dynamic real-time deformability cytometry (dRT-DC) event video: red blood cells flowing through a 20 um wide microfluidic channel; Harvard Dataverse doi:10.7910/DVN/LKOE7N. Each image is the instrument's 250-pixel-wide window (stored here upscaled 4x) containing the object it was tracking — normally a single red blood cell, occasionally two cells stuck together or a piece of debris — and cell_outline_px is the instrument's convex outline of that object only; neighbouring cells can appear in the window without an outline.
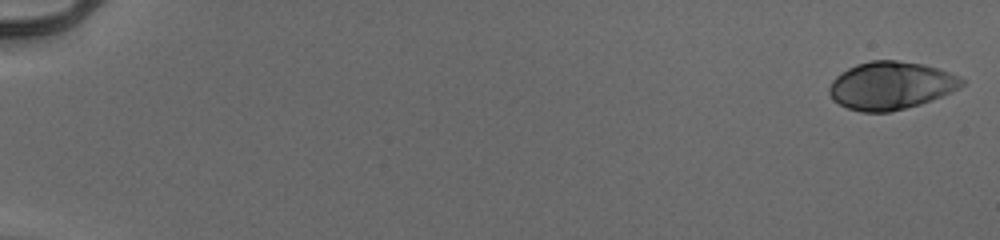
{"species": "human", "species_latin": "Homo sapiens", "temperature_condition": "cold", "stored_images_in_passage": 54, "camera_frame_rate_fps": 3000, "um_per_image_px": 0.085, "donor": {"sex": "male"}, "frame": {"image": 1, "passage_image": 1, "time_ms": 0.0, "image_size_px": [1000, 240], "cell_outline_px": [[964, 84], [932, 100], [920, 104], [888, 112], [860, 112], [848, 108], [832, 100], [828, 92], [828, 88], [832, 80], [836, 76], [848, 68], [856, 64], [872, 60], [896, 60], [924, 64], [948, 72], [964, 80]], "centroid_in_image_um": [75.66, 7.27], "position_along_channel_um": 9.3, "area_um2": 36.65}}
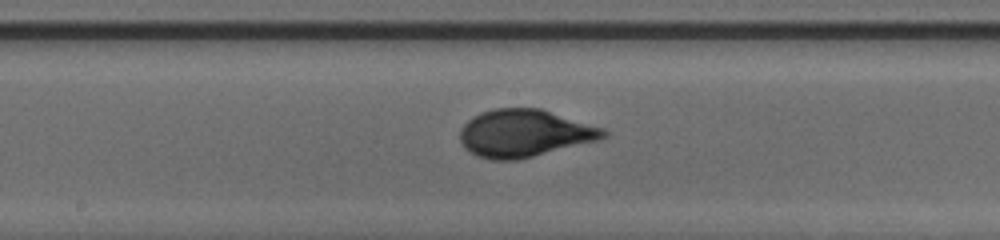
{"frame": {"image": 2, "passage_image": 31, "time_ms": 10.0, "image_size_px": [1000, 240], "cell_outline_px": [[608, 136], [600, 140], [520, 160], [492, 160], [476, 156], [464, 148], [460, 140], [460, 128], [472, 116], [480, 112], [492, 108], [540, 108], [604, 128], [608, 132]], "centroid_in_image_um": [44.58, 11.33], "position_along_channel_um": 203.6, "area_um2": 40.17}}
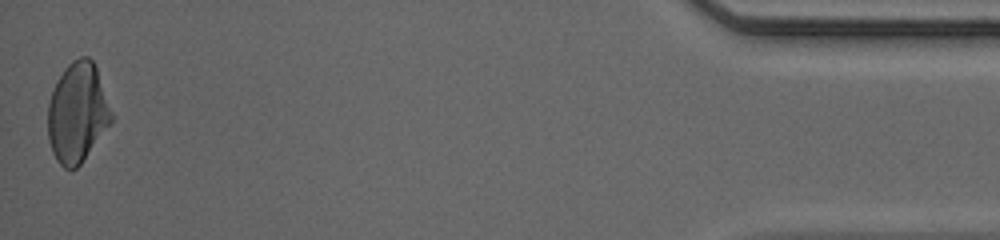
{"frame": {"image": 3, "passage_image": 54, "time_ms": 17.667, "image_size_px": [1000, 240], "cell_outline_px": [[112, 120], [80, 164], [76, 168], [64, 168], [56, 160], [52, 152], [48, 136], [48, 104], [56, 80], [64, 68], [72, 60], [80, 56], [88, 56], [92, 60], [96, 68], [112, 112]], "centroid_in_image_um": [6.55, 9.55], "position_along_channel_um": 428.6, "area_um2": 36.53}, "authors_computed_cell_mechanics": {"area_um2": 37.7145, "velocity_mm_per_s": 3.9423, "shape_relaxation_time_tau1_ms": 4.4823, "shape_relaxation_time_tau2_ms": null, "deformation_change_tau1": 0.1898, "deformation_change_tau2": null}}